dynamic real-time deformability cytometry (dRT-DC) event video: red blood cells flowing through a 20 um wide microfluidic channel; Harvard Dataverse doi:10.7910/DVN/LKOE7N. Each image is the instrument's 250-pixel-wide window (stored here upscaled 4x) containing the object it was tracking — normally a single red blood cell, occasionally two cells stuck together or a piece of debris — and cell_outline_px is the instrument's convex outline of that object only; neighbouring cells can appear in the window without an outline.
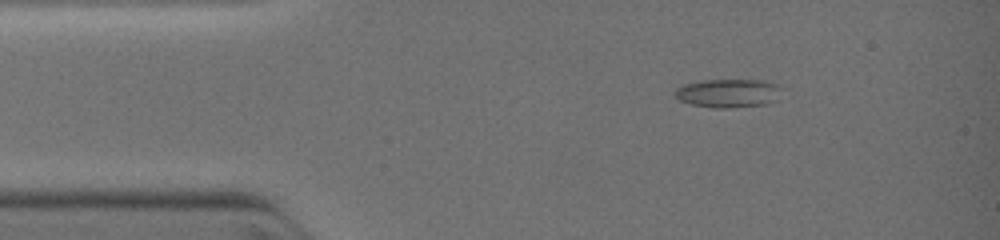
{"species": "common noctule bat (a hibernating species)", "species_latin": "Nyctalus noctula", "temperature_condition": "warm", "stored_images_in_passage": 42, "camera_frame_rate_fps": 3000, "um_per_image_px": 0.085, "animal": {"sex": "female", "body_mass_g": 19.0, "forearm_length_mm": 51.5}, "frame": {"image": 1, "passage_image": 5, "time_ms": 1.333, "image_size_px": [1000, 240], "cell_outline_px": [[784, 88], [776, 100], [768, 104], [724, 108], [712, 108], [692, 104], [680, 100], [672, 92], [676, 88], [684, 84], [700, 80], [764, 80], [776, 84]], "centroid_in_image_um": [61.92, 7.91], "position_along_channel_um": 23.1, "area_um2": 17.98}}
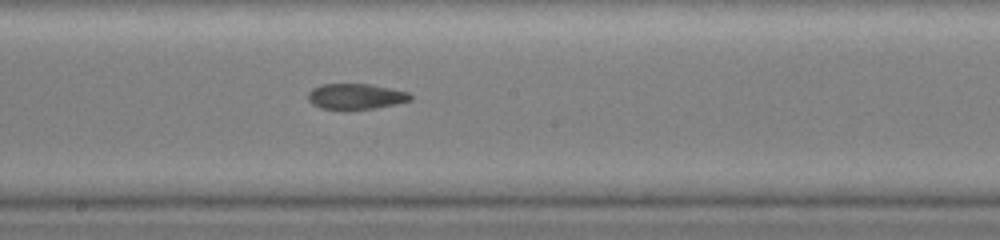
{"frame": {"image": 2, "passage_image": 21, "time_ms": 6.333, "image_size_px": [1000, 240], "cell_outline_px": [[412, 100], [396, 104], [376, 108], [344, 112], [320, 108], [312, 104], [308, 100], [308, 92], [312, 88], [320, 84], [372, 84], [408, 92], [412, 96]], "centroid_in_image_um": [30.2, 8.23], "position_along_channel_um": 218.0, "area_um2": 15.95}}
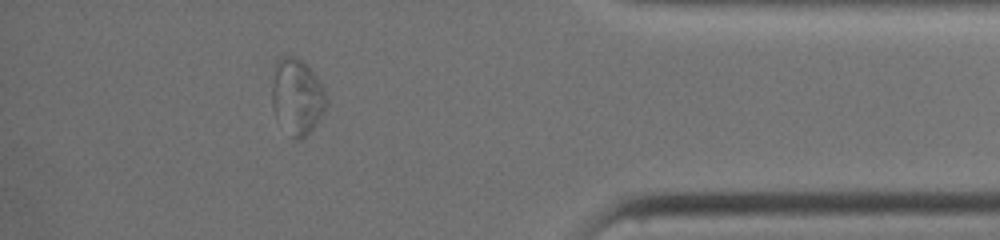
{"frame": {"image": 3, "passage_image": 36, "time_ms": 10.667, "image_size_px": [1000, 240], "cell_outline_px": [[328, 100], [324, 112], [316, 124], [300, 140], [292, 140], [276, 116], [272, 104], [272, 88], [276, 60], [280, 56], [296, 56], [316, 76], [324, 88]], "centroid_in_image_um": [25.25, 8.22], "position_along_channel_um": 410.0, "area_um2": 23.93}}